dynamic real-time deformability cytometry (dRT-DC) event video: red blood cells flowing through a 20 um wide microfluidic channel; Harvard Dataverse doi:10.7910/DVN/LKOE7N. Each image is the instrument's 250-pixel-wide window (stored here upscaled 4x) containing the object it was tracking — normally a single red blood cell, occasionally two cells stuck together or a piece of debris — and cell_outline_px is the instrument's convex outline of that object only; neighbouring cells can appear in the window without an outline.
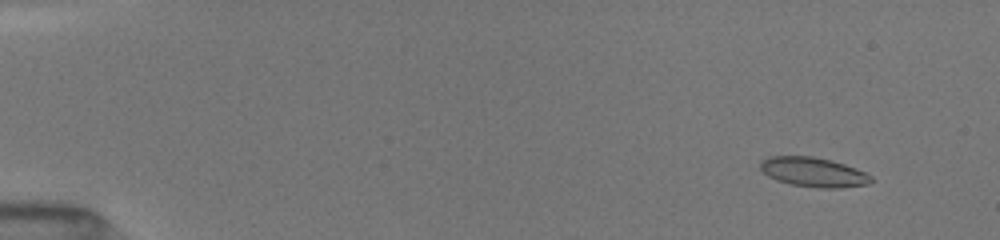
{"species": "common noctule bat (a hibernating species)", "species_latin": "Nyctalus noctula", "temperature_condition": "room temperature", "stored_images_in_passage": 34, "camera_frame_rate_fps": 3000, "um_per_image_px": 0.085, "animal": {"sex": "female", "body_mass_g": 19.5, "forearm_length_mm": 54.1}, "frame": {"image": 1, "passage_image": 3, "time_ms": 1.0, "image_size_px": [1000, 240], "cell_outline_px": [[872, 180], [868, 184], [840, 188], [820, 188], [792, 184], [776, 180], [768, 176], [760, 168], [760, 160], [768, 156], [812, 156], [832, 160], [856, 168], [872, 176]], "centroid_in_image_um": [69.13, 14.62], "position_along_channel_um": 15.9, "area_um2": 19.07}}
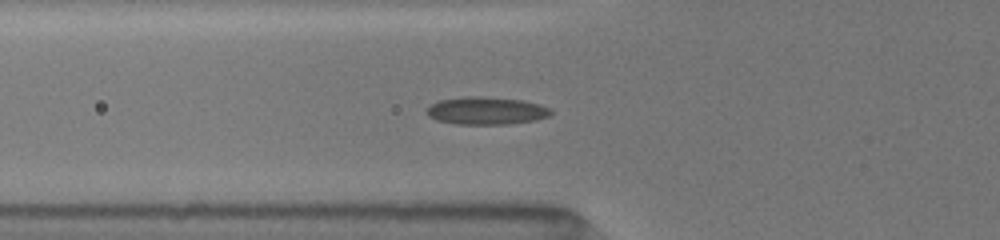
{"frame": {"image": 2, "passage_image": 20, "time_ms": 6.0, "image_size_px": [1000, 240], "cell_outline_px": [[552, 112], [548, 116], [536, 120], [508, 124], [456, 124], [436, 120], [428, 116], [428, 108], [432, 104], [440, 100], [464, 96], [480, 96], [524, 100], [540, 104], [552, 108]], "centroid_in_image_um": [41.37, 9.41], "position_along_channel_um": 84.4, "area_um2": 20.06}}
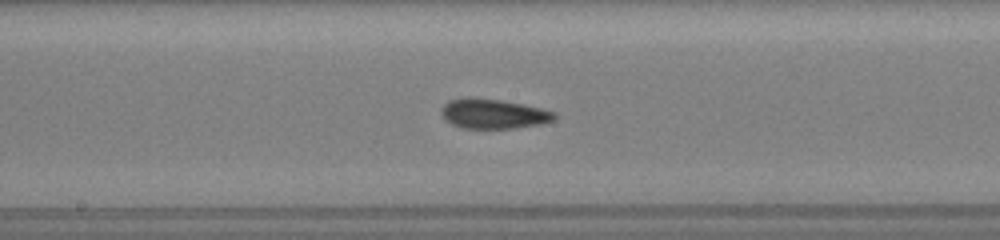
{"frame": {"image": 3, "passage_image": 33, "time_ms": 9.0, "image_size_px": [1000, 240], "cell_outline_px": [[556, 120], [544, 124], [512, 128], [460, 128], [444, 120], [440, 112], [440, 108], [448, 100], [468, 96], [472, 96], [500, 100], [524, 104], [556, 112]], "centroid_in_image_um": [41.91, 9.66], "position_along_channel_um": 206.3, "area_um2": 20.06}}